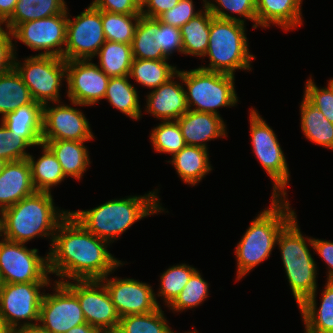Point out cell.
Masks as SVG:
<instances>
[{
    "instance_id": "603a6c76",
    "label": "cell",
    "mask_w": 333,
    "mask_h": 333,
    "mask_svg": "<svg viewBox=\"0 0 333 333\" xmlns=\"http://www.w3.org/2000/svg\"><path fill=\"white\" fill-rule=\"evenodd\" d=\"M302 0H256L257 27L281 26L288 31L302 25Z\"/></svg>"
},
{
    "instance_id": "ba28073f",
    "label": "cell",
    "mask_w": 333,
    "mask_h": 333,
    "mask_svg": "<svg viewBox=\"0 0 333 333\" xmlns=\"http://www.w3.org/2000/svg\"><path fill=\"white\" fill-rule=\"evenodd\" d=\"M16 59L15 56L14 68L28 87L33 101L42 105L61 103L59 88L66 78V61L63 58L36 54L25 59L23 64Z\"/></svg>"
},
{
    "instance_id": "d4e9b609",
    "label": "cell",
    "mask_w": 333,
    "mask_h": 333,
    "mask_svg": "<svg viewBox=\"0 0 333 333\" xmlns=\"http://www.w3.org/2000/svg\"><path fill=\"white\" fill-rule=\"evenodd\" d=\"M208 149L186 145L168 161L185 183L195 186L212 170Z\"/></svg>"
},
{
    "instance_id": "836d02e7",
    "label": "cell",
    "mask_w": 333,
    "mask_h": 333,
    "mask_svg": "<svg viewBox=\"0 0 333 333\" xmlns=\"http://www.w3.org/2000/svg\"><path fill=\"white\" fill-rule=\"evenodd\" d=\"M32 101L28 87L15 68L0 75V114H2V118Z\"/></svg>"
},
{
    "instance_id": "f546056e",
    "label": "cell",
    "mask_w": 333,
    "mask_h": 333,
    "mask_svg": "<svg viewBox=\"0 0 333 333\" xmlns=\"http://www.w3.org/2000/svg\"><path fill=\"white\" fill-rule=\"evenodd\" d=\"M67 5L64 0H18L13 14L4 22L12 31L18 24L62 14Z\"/></svg>"
},
{
    "instance_id": "2e32d148",
    "label": "cell",
    "mask_w": 333,
    "mask_h": 333,
    "mask_svg": "<svg viewBox=\"0 0 333 333\" xmlns=\"http://www.w3.org/2000/svg\"><path fill=\"white\" fill-rule=\"evenodd\" d=\"M90 61H66L67 97L75 106L94 105L105 96L110 78Z\"/></svg>"
},
{
    "instance_id": "d6986e66",
    "label": "cell",
    "mask_w": 333,
    "mask_h": 333,
    "mask_svg": "<svg viewBox=\"0 0 333 333\" xmlns=\"http://www.w3.org/2000/svg\"><path fill=\"white\" fill-rule=\"evenodd\" d=\"M35 192L28 159L6 162L0 173V213Z\"/></svg>"
},
{
    "instance_id": "4dcf8cb0",
    "label": "cell",
    "mask_w": 333,
    "mask_h": 333,
    "mask_svg": "<svg viewBox=\"0 0 333 333\" xmlns=\"http://www.w3.org/2000/svg\"><path fill=\"white\" fill-rule=\"evenodd\" d=\"M128 78L129 75L110 78L104 98L120 112L138 120L142 116L139 95Z\"/></svg>"
},
{
    "instance_id": "d590c367",
    "label": "cell",
    "mask_w": 333,
    "mask_h": 333,
    "mask_svg": "<svg viewBox=\"0 0 333 333\" xmlns=\"http://www.w3.org/2000/svg\"><path fill=\"white\" fill-rule=\"evenodd\" d=\"M140 16L141 14H117L101 11L106 41L131 44Z\"/></svg>"
},
{
    "instance_id": "816d5d0a",
    "label": "cell",
    "mask_w": 333,
    "mask_h": 333,
    "mask_svg": "<svg viewBox=\"0 0 333 333\" xmlns=\"http://www.w3.org/2000/svg\"><path fill=\"white\" fill-rule=\"evenodd\" d=\"M11 333H49L40 324L21 325L18 328L11 330Z\"/></svg>"
},
{
    "instance_id": "ac0fdd59",
    "label": "cell",
    "mask_w": 333,
    "mask_h": 333,
    "mask_svg": "<svg viewBox=\"0 0 333 333\" xmlns=\"http://www.w3.org/2000/svg\"><path fill=\"white\" fill-rule=\"evenodd\" d=\"M105 276L100 281L105 285L119 317L147 314L160 305L152 287L138 280ZM108 279V280H107Z\"/></svg>"
},
{
    "instance_id": "e0dca14e",
    "label": "cell",
    "mask_w": 333,
    "mask_h": 333,
    "mask_svg": "<svg viewBox=\"0 0 333 333\" xmlns=\"http://www.w3.org/2000/svg\"><path fill=\"white\" fill-rule=\"evenodd\" d=\"M43 105L42 142L68 140L85 142L94 135L83 112L68 105Z\"/></svg>"
},
{
    "instance_id": "44dd1931",
    "label": "cell",
    "mask_w": 333,
    "mask_h": 333,
    "mask_svg": "<svg viewBox=\"0 0 333 333\" xmlns=\"http://www.w3.org/2000/svg\"><path fill=\"white\" fill-rule=\"evenodd\" d=\"M175 76L147 95L146 112L163 121H176L189 110L185 89L174 82Z\"/></svg>"
},
{
    "instance_id": "f6af8a7d",
    "label": "cell",
    "mask_w": 333,
    "mask_h": 333,
    "mask_svg": "<svg viewBox=\"0 0 333 333\" xmlns=\"http://www.w3.org/2000/svg\"><path fill=\"white\" fill-rule=\"evenodd\" d=\"M154 40L161 47L163 53L169 58L175 50L183 53L180 28L164 24L159 21V29L154 34Z\"/></svg>"
},
{
    "instance_id": "7dc6e473",
    "label": "cell",
    "mask_w": 333,
    "mask_h": 333,
    "mask_svg": "<svg viewBox=\"0 0 333 333\" xmlns=\"http://www.w3.org/2000/svg\"><path fill=\"white\" fill-rule=\"evenodd\" d=\"M6 30L0 26V75L14 68V59L16 56L15 46L12 43V32L8 29Z\"/></svg>"
},
{
    "instance_id": "7bdbcfd3",
    "label": "cell",
    "mask_w": 333,
    "mask_h": 333,
    "mask_svg": "<svg viewBox=\"0 0 333 333\" xmlns=\"http://www.w3.org/2000/svg\"><path fill=\"white\" fill-rule=\"evenodd\" d=\"M304 97L333 123V87L329 83L326 88H318L310 77L305 85Z\"/></svg>"
},
{
    "instance_id": "5bb4252c",
    "label": "cell",
    "mask_w": 333,
    "mask_h": 333,
    "mask_svg": "<svg viewBox=\"0 0 333 333\" xmlns=\"http://www.w3.org/2000/svg\"><path fill=\"white\" fill-rule=\"evenodd\" d=\"M67 9L58 15L18 24L11 32L33 50H44L38 55L63 58L66 44Z\"/></svg>"
},
{
    "instance_id": "ee69618b",
    "label": "cell",
    "mask_w": 333,
    "mask_h": 333,
    "mask_svg": "<svg viewBox=\"0 0 333 333\" xmlns=\"http://www.w3.org/2000/svg\"><path fill=\"white\" fill-rule=\"evenodd\" d=\"M194 10L192 0H180L176 6L161 14L157 19L164 24L181 28L202 11L195 12Z\"/></svg>"
},
{
    "instance_id": "91938a15",
    "label": "cell",
    "mask_w": 333,
    "mask_h": 333,
    "mask_svg": "<svg viewBox=\"0 0 333 333\" xmlns=\"http://www.w3.org/2000/svg\"><path fill=\"white\" fill-rule=\"evenodd\" d=\"M170 333H174V331H170ZM186 333H198L197 331H194V332H186Z\"/></svg>"
},
{
    "instance_id": "b9f144b4",
    "label": "cell",
    "mask_w": 333,
    "mask_h": 333,
    "mask_svg": "<svg viewBox=\"0 0 333 333\" xmlns=\"http://www.w3.org/2000/svg\"><path fill=\"white\" fill-rule=\"evenodd\" d=\"M31 145L22 137L12 133L1 122L0 126V158L6 162L27 159L30 155L26 148Z\"/></svg>"
},
{
    "instance_id": "f907efd6",
    "label": "cell",
    "mask_w": 333,
    "mask_h": 333,
    "mask_svg": "<svg viewBox=\"0 0 333 333\" xmlns=\"http://www.w3.org/2000/svg\"><path fill=\"white\" fill-rule=\"evenodd\" d=\"M18 0H0V26L13 14Z\"/></svg>"
},
{
    "instance_id": "11a10c76",
    "label": "cell",
    "mask_w": 333,
    "mask_h": 333,
    "mask_svg": "<svg viewBox=\"0 0 333 333\" xmlns=\"http://www.w3.org/2000/svg\"><path fill=\"white\" fill-rule=\"evenodd\" d=\"M6 161H4L3 159L0 158V173L2 172V169L5 165Z\"/></svg>"
},
{
    "instance_id": "94428289",
    "label": "cell",
    "mask_w": 333,
    "mask_h": 333,
    "mask_svg": "<svg viewBox=\"0 0 333 333\" xmlns=\"http://www.w3.org/2000/svg\"><path fill=\"white\" fill-rule=\"evenodd\" d=\"M1 216V214H0ZM0 236H1V217H0Z\"/></svg>"
},
{
    "instance_id": "f5cc1de1",
    "label": "cell",
    "mask_w": 333,
    "mask_h": 333,
    "mask_svg": "<svg viewBox=\"0 0 333 333\" xmlns=\"http://www.w3.org/2000/svg\"><path fill=\"white\" fill-rule=\"evenodd\" d=\"M66 333H100V332L94 326H91L86 322L81 325L75 326L74 328H71Z\"/></svg>"
},
{
    "instance_id": "4316f807",
    "label": "cell",
    "mask_w": 333,
    "mask_h": 333,
    "mask_svg": "<svg viewBox=\"0 0 333 333\" xmlns=\"http://www.w3.org/2000/svg\"><path fill=\"white\" fill-rule=\"evenodd\" d=\"M203 1L204 11L180 28L183 54L204 57L207 52L210 24L214 16L205 7V0Z\"/></svg>"
},
{
    "instance_id": "9f6ffc18",
    "label": "cell",
    "mask_w": 333,
    "mask_h": 333,
    "mask_svg": "<svg viewBox=\"0 0 333 333\" xmlns=\"http://www.w3.org/2000/svg\"><path fill=\"white\" fill-rule=\"evenodd\" d=\"M107 333H122L118 328L112 330V331H109Z\"/></svg>"
},
{
    "instance_id": "8fae6325",
    "label": "cell",
    "mask_w": 333,
    "mask_h": 333,
    "mask_svg": "<svg viewBox=\"0 0 333 333\" xmlns=\"http://www.w3.org/2000/svg\"><path fill=\"white\" fill-rule=\"evenodd\" d=\"M105 41L101 10L90 4L75 19L67 18L63 59L92 60Z\"/></svg>"
},
{
    "instance_id": "9a60e30c",
    "label": "cell",
    "mask_w": 333,
    "mask_h": 333,
    "mask_svg": "<svg viewBox=\"0 0 333 333\" xmlns=\"http://www.w3.org/2000/svg\"><path fill=\"white\" fill-rule=\"evenodd\" d=\"M54 282L55 293L43 295L39 322L49 333H66L86 321L77 296L64 283Z\"/></svg>"
},
{
    "instance_id": "ffe728a7",
    "label": "cell",
    "mask_w": 333,
    "mask_h": 333,
    "mask_svg": "<svg viewBox=\"0 0 333 333\" xmlns=\"http://www.w3.org/2000/svg\"><path fill=\"white\" fill-rule=\"evenodd\" d=\"M176 121L189 146L208 149L205 142L227 136L226 125L220 115L188 110Z\"/></svg>"
},
{
    "instance_id": "1f68e13d",
    "label": "cell",
    "mask_w": 333,
    "mask_h": 333,
    "mask_svg": "<svg viewBox=\"0 0 333 333\" xmlns=\"http://www.w3.org/2000/svg\"><path fill=\"white\" fill-rule=\"evenodd\" d=\"M159 29V20L140 16L135 35L131 43L133 58L143 60L169 59L154 40Z\"/></svg>"
},
{
    "instance_id": "680465c9",
    "label": "cell",
    "mask_w": 333,
    "mask_h": 333,
    "mask_svg": "<svg viewBox=\"0 0 333 333\" xmlns=\"http://www.w3.org/2000/svg\"><path fill=\"white\" fill-rule=\"evenodd\" d=\"M2 285H3V282H2V279H1V276H0V290H1Z\"/></svg>"
},
{
    "instance_id": "30bf717a",
    "label": "cell",
    "mask_w": 333,
    "mask_h": 333,
    "mask_svg": "<svg viewBox=\"0 0 333 333\" xmlns=\"http://www.w3.org/2000/svg\"><path fill=\"white\" fill-rule=\"evenodd\" d=\"M28 249L25 243L0 241V276L3 283L50 282L48 256ZM49 273V274H48Z\"/></svg>"
},
{
    "instance_id": "bcb514c9",
    "label": "cell",
    "mask_w": 333,
    "mask_h": 333,
    "mask_svg": "<svg viewBox=\"0 0 333 333\" xmlns=\"http://www.w3.org/2000/svg\"><path fill=\"white\" fill-rule=\"evenodd\" d=\"M91 4L110 13L141 14V0H94Z\"/></svg>"
},
{
    "instance_id": "d6a6232c",
    "label": "cell",
    "mask_w": 333,
    "mask_h": 333,
    "mask_svg": "<svg viewBox=\"0 0 333 333\" xmlns=\"http://www.w3.org/2000/svg\"><path fill=\"white\" fill-rule=\"evenodd\" d=\"M100 69L109 77L127 76L133 62L131 44L105 41L96 54Z\"/></svg>"
},
{
    "instance_id": "52a82bcc",
    "label": "cell",
    "mask_w": 333,
    "mask_h": 333,
    "mask_svg": "<svg viewBox=\"0 0 333 333\" xmlns=\"http://www.w3.org/2000/svg\"><path fill=\"white\" fill-rule=\"evenodd\" d=\"M176 76L187 86L185 92L189 110L220 115L217 111L219 107H233L238 102L233 75L197 68L178 70ZM193 106L196 108L192 109Z\"/></svg>"
},
{
    "instance_id": "f35d334b",
    "label": "cell",
    "mask_w": 333,
    "mask_h": 333,
    "mask_svg": "<svg viewBox=\"0 0 333 333\" xmlns=\"http://www.w3.org/2000/svg\"><path fill=\"white\" fill-rule=\"evenodd\" d=\"M196 270V268L186 264H180L168 268L160 276L161 285L158 297H164V302L169 306L179 295Z\"/></svg>"
},
{
    "instance_id": "7c38bea8",
    "label": "cell",
    "mask_w": 333,
    "mask_h": 333,
    "mask_svg": "<svg viewBox=\"0 0 333 333\" xmlns=\"http://www.w3.org/2000/svg\"><path fill=\"white\" fill-rule=\"evenodd\" d=\"M48 285H51L50 282L3 283L0 290V316L10 330L21 325L37 324L44 295L39 291ZM20 320L28 321L20 324Z\"/></svg>"
},
{
    "instance_id": "277c9868",
    "label": "cell",
    "mask_w": 333,
    "mask_h": 333,
    "mask_svg": "<svg viewBox=\"0 0 333 333\" xmlns=\"http://www.w3.org/2000/svg\"><path fill=\"white\" fill-rule=\"evenodd\" d=\"M285 198L273 197L271 206L251 221L237 244V280L270 257L279 233L296 216Z\"/></svg>"
},
{
    "instance_id": "7402d4cb",
    "label": "cell",
    "mask_w": 333,
    "mask_h": 333,
    "mask_svg": "<svg viewBox=\"0 0 333 333\" xmlns=\"http://www.w3.org/2000/svg\"><path fill=\"white\" fill-rule=\"evenodd\" d=\"M43 105L32 101L8 113L1 122L12 135L24 138L31 146L42 143Z\"/></svg>"
},
{
    "instance_id": "ab89813d",
    "label": "cell",
    "mask_w": 333,
    "mask_h": 333,
    "mask_svg": "<svg viewBox=\"0 0 333 333\" xmlns=\"http://www.w3.org/2000/svg\"><path fill=\"white\" fill-rule=\"evenodd\" d=\"M218 6L210 1L205 0V7L210 13L219 19L233 20L244 23L245 19L236 18L233 15H229L225 9L236 13L241 17L250 19L255 22L253 28H257L256 18V0H215Z\"/></svg>"
},
{
    "instance_id": "83f0119b",
    "label": "cell",
    "mask_w": 333,
    "mask_h": 333,
    "mask_svg": "<svg viewBox=\"0 0 333 333\" xmlns=\"http://www.w3.org/2000/svg\"><path fill=\"white\" fill-rule=\"evenodd\" d=\"M302 132L311 142L333 150V123L304 96L301 102Z\"/></svg>"
},
{
    "instance_id": "6da1fadb",
    "label": "cell",
    "mask_w": 333,
    "mask_h": 333,
    "mask_svg": "<svg viewBox=\"0 0 333 333\" xmlns=\"http://www.w3.org/2000/svg\"><path fill=\"white\" fill-rule=\"evenodd\" d=\"M110 243L90 233L70 213L59 223L48 252L49 272L70 280H100L120 265L107 250Z\"/></svg>"
},
{
    "instance_id": "681fc988",
    "label": "cell",
    "mask_w": 333,
    "mask_h": 333,
    "mask_svg": "<svg viewBox=\"0 0 333 333\" xmlns=\"http://www.w3.org/2000/svg\"><path fill=\"white\" fill-rule=\"evenodd\" d=\"M305 238H307L309 246L311 245L326 264H328L327 281H333V242L315 238Z\"/></svg>"
},
{
    "instance_id": "74e56055",
    "label": "cell",
    "mask_w": 333,
    "mask_h": 333,
    "mask_svg": "<svg viewBox=\"0 0 333 333\" xmlns=\"http://www.w3.org/2000/svg\"><path fill=\"white\" fill-rule=\"evenodd\" d=\"M152 129L150 139L156 152L175 155L185 146V140L177 121H161Z\"/></svg>"
},
{
    "instance_id": "db71d44e",
    "label": "cell",
    "mask_w": 333,
    "mask_h": 333,
    "mask_svg": "<svg viewBox=\"0 0 333 333\" xmlns=\"http://www.w3.org/2000/svg\"><path fill=\"white\" fill-rule=\"evenodd\" d=\"M0 333H11V330L6 326L4 319L0 316Z\"/></svg>"
},
{
    "instance_id": "6f0895ef",
    "label": "cell",
    "mask_w": 333,
    "mask_h": 333,
    "mask_svg": "<svg viewBox=\"0 0 333 333\" xmlns=\"http://www.w3.org/2000/svg\"><path fill=\"white\" fill-rule=\"evenodd\" d=\"M328 83L333 87V79H330Z\"/></svg>"
},
{
    "instance_id": "8d00e7d4",
    "label": "cell",
    "mask_w": 333,
    "mask_h": 333,
    "mask_svg": "<svg viewBox=\"0 0 333 333\" xmlns=\"http://www.w3.org/2000/svg\"><path fill=\"white\" fill-rule=\"evenodd\" d=\"M159 306L147 314L123 316L119 320L118 329L122 333H170L171 328Z\"/></svg>"
},
{
    "instance_id": "484cf974",
    "label": "cell",
    "mask_w": 333,
    "mask_h": 333,
    "mask_svg": "<svg viewBox=\"0 0 333 333\" xmlns=\"http://www.w3.org/2000/svg\"><path fill=\"white\" fill-rule=\"evenodd\" d=\"M55 155L65 176L81 179L90 165L88 150L80 141L52 140L42 142Z\"/></svg>"
},
{
    "instance_id": "cb8c5ba5",
    "label": "cell",
    "mask_w": 333,
    "mask_h": 333,
    "mask_svg": "<svg viewBox=\"0 0 333 333\" xmlns=\"http://www.w3.org/2000/svg\"><path fill=\"white\" fill-rule=\"evenodd\" d=\"M316 295L315 291L299 306L305 333H333V281H327L319 309Z\"/></svg>"
},
{
    "instance_id": "4fadbf2b",
    "label": "cell",
    "mask_w": 333,
    "mask_h": 333,
    "mask_svg": "<svg viewBox=\"0 0 333 333\" xmlns=\"http://www.w3.org/2000/svg\"><path fill=\"white\" fill-rule=\"evenodd\" d=\"M64 284L77 296L85 321L100 333L118 328L120 317L100 280H74Z\"/></svg>"
},
{
    "instance_id": "8992f818",
    "label": "cell",
    "mask_w": 333,
    "mask_h": 333,
    "mask_svg": "<svg viewBox=\"0 0 333 333\" xmlns=\"http://www.w3.org/2000/svg\"><path fill=\"white\" fill-rule=\"evenodd\" d=\"M306 243L296 216L282 229L276 241L298 307L317 290V267Z\"/></svg>"
},
{
    "instance_id": "60d3db41",
    "label": "cell",
    "mask_w": 333,
    "mask_h": 333,
    "mask_svg": "<svg viewBox=\"0 0 333 333\" xmlns=\"http://www.w3.org/2000/svg\"><path fill=\"white\" fill-rule=\"evenodd\" d=\"M208 285V282L196 270L179 295L168 307L177 312L197 307L207 298L209 292Z\"/></svg>"
},
{
    "instance_id": "f1b7e54d",
    "label": "cell",
    "mask_w": 333,
    "mask_h": 333,
    "mask_svg": "<svg viewBox=\"0 0 333 333\" xmlns=\"http://www.w3.org/2000/svg\"><path fill=\"white\" fill-rule=\"evenodd\" d=\"M42 156L36 161L33 155L28 156L31 166L32 182L36 191L51 192V187L60 184L66 177L53 152L43 143Z\"/></svg>"
},
{
    "instance_id": "9c48e42d",
    "label": "cell",
    "mask_w": 333,
    "mask_h": 333,
    "mask_svg": "<svg viewBox=\"0 0 333 333\" xmlns=\"http://www.w3.org/2000/svg\"><path fill=\"white\" fill-rule=\"evenodd\" d=\"M249 122L253 152L273 180L272 197H286L290 174L277 136L255 109L250 111Z\"/></svg>"
},
{
    "instance_id": "7a4b0ae2",
    "label": "cell",
    "mask_w": 333,
    "mask_h": 333,
    "mask_svg": "<svg viewBox=\"0 0 333 333\" xmlns=\"http://www.w3.org/2000/svg\"><path fill=\"white\" fill-rule=\"evenodd\" d=\"M69 213L54 206L51 192L36 191L0 213L1 236L25 244L35 237L51 236L52 243L57 226Z\"/></svg>"
},
{
    "instance_id": "3957f363",
    "label": "cell",
    "mask_w": 333,
    "mask_h": 333,
    "mask_svg": "<svg viewBox=\"0 0 333 333\" xmlns=\"http://www.w3.org/2000/svg\"><path fill=\"white\" fill-rule=\"evenodd\" d=\"M156 191L107 201L90 210L71 211L90 233L111 243L140 219L164 211Z\"/></svg>"
},
{
    "instance_id": "e575fe53",
    "label": "cell",
    "mask_w": 333,
    "mask_h": 333,
    "mask_svg": "<svg viewBox=\"0 0 333 333\" xmlns=\"http://www.w3.org/2000/svg\"><path fill=\"white\" fill-rule=\"evenodd\" d=\"M177 67L164 60L133 59L129 77H132L144 87L156 89L177 73Z\"/></svg>"
},
{
    "instance_id": "5b68a950",
    "label": "cell",
    "mask_w": 333,
    "mask_h": 333,
    "mask_svg": "<svg viewBox=\"0 0 333 333\" xmlns=\"http://www.w3.org/2000/svg\"><path fill=\"white\" fill-rule=\"evenodd\" d=\"M245 24L239 21L212 18L207 52L209 66L199 68L233 75L236 69L251 70L255 56L249 52Z\"/></svg>"
},
{
    "instance_id": "c3c4849f",
    "label": "cell",
    "mask_w": 333,
    "mask_h": 333,
    "mask_svg": "<svg viewBox=\"0 0 333 333\" xmlns=\"http://www.w3.org/2000/svg\"><path fill=\"white\" fill-rule=\"evenodd\" d=\"M180 0H141V15L157 19L161 14L172 9ZM145 7L147 9H145Z\"/></svg>"
}]
</instances>
